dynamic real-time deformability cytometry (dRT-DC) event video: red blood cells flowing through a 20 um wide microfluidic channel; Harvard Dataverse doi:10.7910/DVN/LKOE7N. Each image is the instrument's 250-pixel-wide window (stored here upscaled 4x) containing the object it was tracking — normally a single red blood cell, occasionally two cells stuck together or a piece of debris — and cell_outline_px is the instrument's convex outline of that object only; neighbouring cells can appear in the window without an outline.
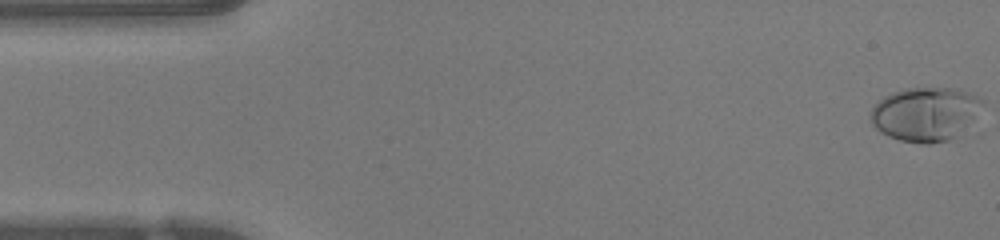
{"species": "human", "species_latin": "Homo sapiens", "temperature_condition": "warm", "stored_images_in_passage": 48, "camera_frame_rate_fps": 3000, "um_per_image_px": 0.085, "donor": {"sex": "female"}, "frame": {"image": 1, "passage_image": 1, "time_ms": 0.0, "image_size_px": [1000, 240], "cell_outline_px": [[984, 104], [956, 136], [948, 140], [928, 144], [924, 144], [900, 140], [888, 136], [880, 132], [868, 120], [872, 108], [884, 96], [892, 92], [908, 88], [956, 88], [968, 92], [984, 100]], "centroid_in_image_um": [78.6, 9.68], "position_along_channel_um": 6.4, "area_um2": 34.8}}
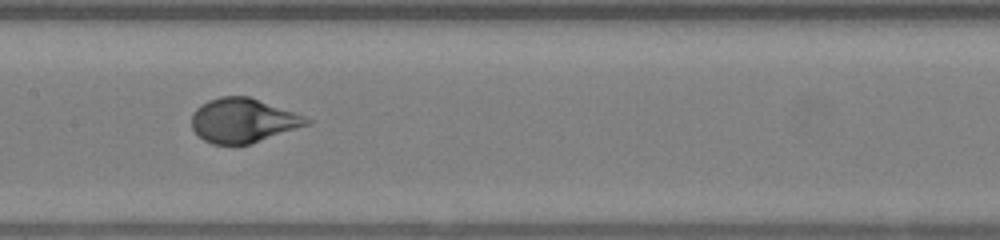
{"frame": {"image": 2, "passage_image": 23, "time_ms": 7.333, "image_size_px": [1000, 240], "cell_outline_px": [[312, 124], [248, 144], [212, 144], [204, 140], [192, 128], [192, 116], [196, 108], [200, 104], [208, 100], [220, 96], [248, 96], [304, 116], [312, 120]], "centroid_in_image_um": [20.65, 10.23], "position_along_channel_um": 186.7, "area_um2": 29.42}}
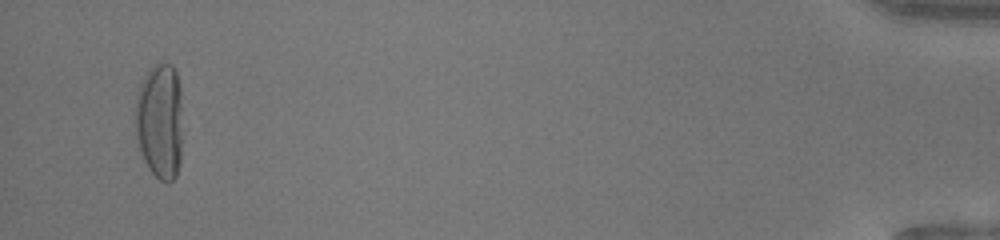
{"frame": {"image": 3, "passage_image": 46, "time_ms": 15.0, "image_size_px": [1000, 240], "cell_outline_px": [[180, 164], [176, 176], [168, 184], [160, 180], [148, 168], [140, 152], [136, 136], [136, 96], [140, 84], [144, 76], [152, 64], [172, 64], [176, 72], [180, 84]], "centroid_in_image_um": [13.57, 10.29], "position_along_channel_um": 421.6, "area_um2": 31.91}, "authors_computed_cell_mechanics": {"area_um2": 30.7496, "velocity_mm_per_s": 4.252, "shape_relaxation_time_tau1_ms": 4.5268, "shape_relaxation_time_tau2_ms": null, "deformation_change_tau1": 0.2892, "deformation_change_tau2": null}}